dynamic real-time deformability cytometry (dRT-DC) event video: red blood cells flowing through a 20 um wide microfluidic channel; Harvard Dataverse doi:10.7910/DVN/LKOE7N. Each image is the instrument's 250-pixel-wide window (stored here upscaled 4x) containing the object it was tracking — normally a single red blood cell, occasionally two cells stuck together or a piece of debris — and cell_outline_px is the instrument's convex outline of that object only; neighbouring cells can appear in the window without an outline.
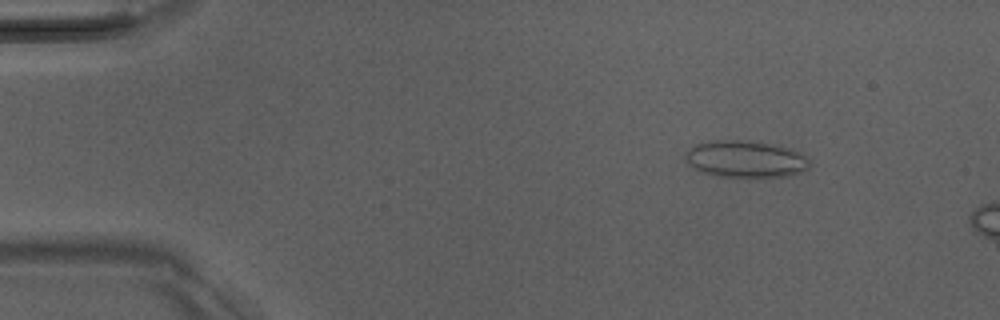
{"species": "Egyptian fruit bat (a non-hibernating species)", "species_latin": "Rousettus aegyptiacus", "temperature_condition": "room temperature", "stored_images_in_passage": 12, "camera_frame_rate_fps": 3000, "um_per_image_px": 0.085, "animal": {"sex": "male"}, "frame": {"image": 1, "passage_image": 7, "time_ms": 2.0, "image_size_px": [1000, 320], "cell_outline_px": [[808, 168], [800, 172], [788, 176], [712, 176], [700, 172], [692, 168], [684, 160], [684, 152], [696, 144], [712, 140], [752, 140], [788, 148], [804, 156], [808, 160]], "centroid_in_image_um": [63.26, 13.51], "position_along_channel_um": 21.7, "area_um2": 26.65}}